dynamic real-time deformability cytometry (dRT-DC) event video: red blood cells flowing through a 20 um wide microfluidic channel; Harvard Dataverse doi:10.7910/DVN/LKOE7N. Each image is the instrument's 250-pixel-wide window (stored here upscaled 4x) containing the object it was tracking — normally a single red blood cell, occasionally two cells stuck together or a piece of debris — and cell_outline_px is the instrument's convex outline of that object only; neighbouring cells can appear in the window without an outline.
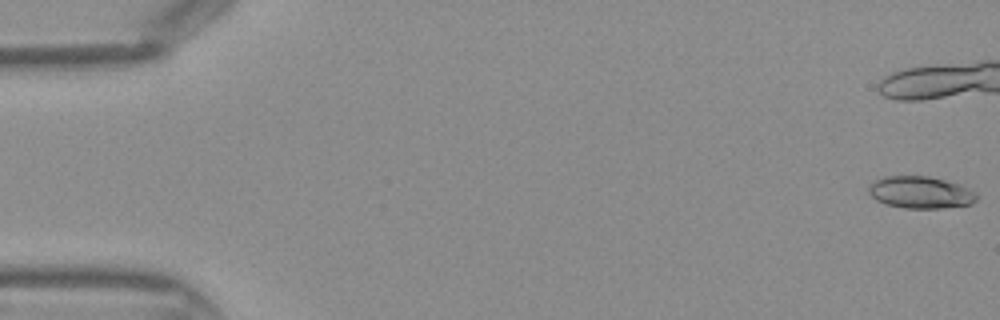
{"species": "Egyptian fruit bat (a non-hibernating species)", "species_latin": "Rousettus aegyptiacus", "temperature_condition": "warm", "stored_images_in_passage": 18, "camera_frame_rate_fps": 3000, "um_per_image_px": 0.085, "frame": {"image": 1, "passage_image": 1, "time_ms": 0.0, "image_size_px": [1000, 320], "cell_outline_px": [[976, 200], [972, 204], [944, 208], [904, 208], [884, 204], [876, 200], [868, 192], [868, 188], [872, 180], [884, 176], [928, 176], [944, 180], [968, 188], [976, 192]], "centroid_in_image_um": [78.2, 16.36], "position_along_channel_um": 6.8, "area_um2": 20.23}}